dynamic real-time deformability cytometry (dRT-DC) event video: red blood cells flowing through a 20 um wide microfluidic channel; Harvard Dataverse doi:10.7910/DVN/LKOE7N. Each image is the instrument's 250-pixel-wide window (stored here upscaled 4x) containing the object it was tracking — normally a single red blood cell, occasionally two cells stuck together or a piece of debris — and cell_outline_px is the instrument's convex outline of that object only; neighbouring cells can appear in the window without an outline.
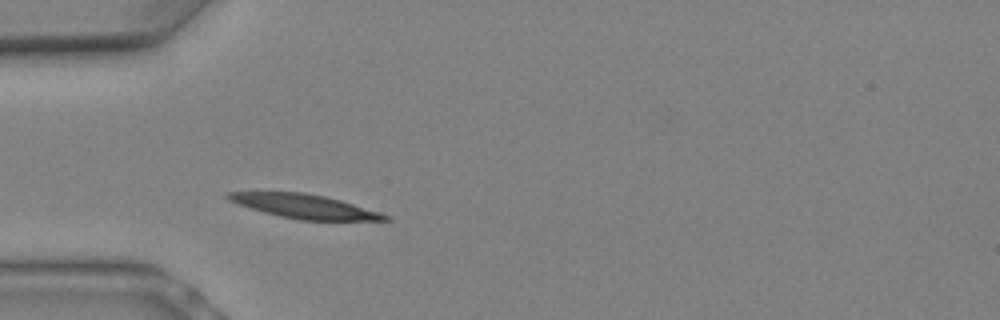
{"species": "Egyptian fruit bat (a non-hibernating species)", "species_latin": "Rousettus aegyptiacus", "temperature_condition": "warm", "stored_images_in_passage": 3, "camera_frame_rate_fps": 3000, "um_per_image_px": 0.085, "animal": {"sex": "female"}, "frame": {"image": 1, "passage_image": 3, "time_ms": 0.667, "image_size_px": [1000, 320], "cell_outline_px": [[392, 220], [300, 220], [280, 216], [264, 212], [228, 200], [224, 196], [224, 192], [304, 192], [324, 196], [340, 200], [380, 212], [388, 216]], "centroid_in_image_um": [25.86, 17.53], "position_along_channel_um": 59.1, "area_um2": 21.68}}